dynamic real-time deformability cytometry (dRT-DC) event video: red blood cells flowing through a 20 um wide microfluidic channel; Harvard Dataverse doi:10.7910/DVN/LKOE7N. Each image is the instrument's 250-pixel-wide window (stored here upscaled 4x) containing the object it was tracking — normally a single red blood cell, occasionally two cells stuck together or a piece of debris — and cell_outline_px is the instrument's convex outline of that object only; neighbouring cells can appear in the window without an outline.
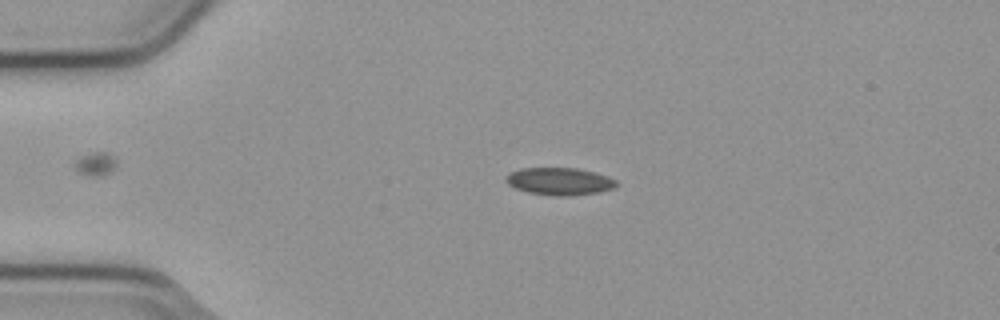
{"species": "common noctule bat (a hibernating species)", "species_latin": "Nyctalus noctula", "temperature_condition": "cold", "stored_images_in_passage": 50, "camera_frame_rate_fps": 3000, "um_per_image_px": 0.085, "animal": {"sex": "male", "body_mass_g": 23.1, "forearm_length_mm": 52.7}, "frame": {"image": 1, "passage_image": 12, "time_ms": 3.667, "image_size_px": [1000, 320], "cell_outline_px": [[616, 188], [600, 192], [572, 196], [552, 196], [528, 192], [516, 188], [508, 184], [504, 180], [504, 176], [508, 172], [520, 168], [576, 168], [596, 172], [608, 176], [616, 180]], "centroid_in_image_um": [47.55, 15.41], "position_along_channel_um": 37.5, "area_um2": 17.98}}
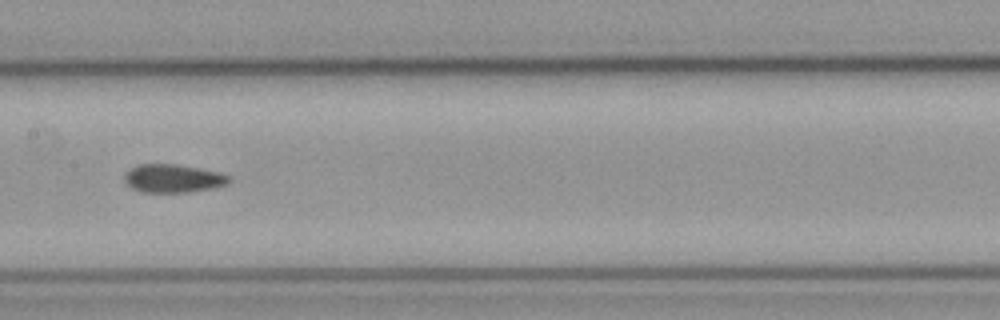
{"frame": {"image": 2, "passage_image": 27, "time_ms": 8.667, "image_size_px": [1000, 320], "cell_outline_px": [[232, 180], [228, 184], [212, 188], [188, 192], [144, 192], [132, 188], [124, 180], [124, 176], [132, 168], [140, 164], [176, 164], [220, 172], [228, 176]], "centroid_in_image_um": [14.74, 15.17], "position_along_channel_um": 192.7, "area_um2": 17.05}}
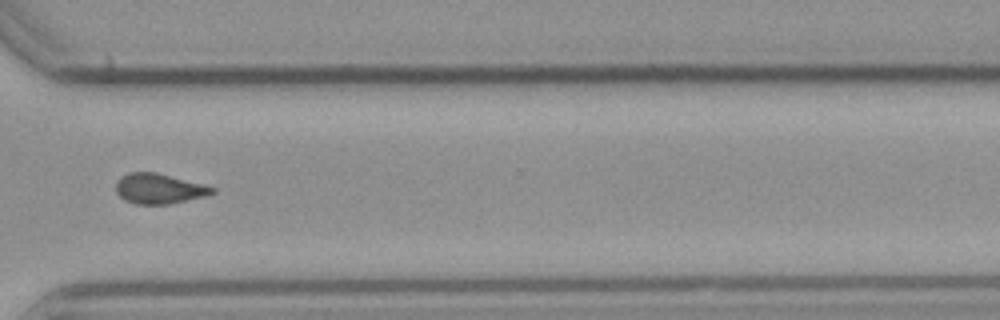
{"frame": {"image": 3, "passage_image": 40, "time_ms": 13.0, "image_size_px": [1000, 320], "cell_outline_px": [[216, 192], [208, 196], [172, 204], [136, 204], [124, 200], [116, 192], [116, 180], [120, 176], [128, 172], [156, 172], [204, 184], [216, 188]], "centroid_in_image_um": [13.54, 16.04], "position_along_channel_um": 357.1, "area_um2": 17.28}, "authors_computed_cell_mechanics": {"area_um2": 17.1088, "velocity_mm_per_s": 3.8031, "shape_relaxation_time_tau1_ms": null, "shape_relaxation_time_tau2_ms": 2.2139, "deformation_change_tau1": null, "deformation_change_tau2": 0.0818}}